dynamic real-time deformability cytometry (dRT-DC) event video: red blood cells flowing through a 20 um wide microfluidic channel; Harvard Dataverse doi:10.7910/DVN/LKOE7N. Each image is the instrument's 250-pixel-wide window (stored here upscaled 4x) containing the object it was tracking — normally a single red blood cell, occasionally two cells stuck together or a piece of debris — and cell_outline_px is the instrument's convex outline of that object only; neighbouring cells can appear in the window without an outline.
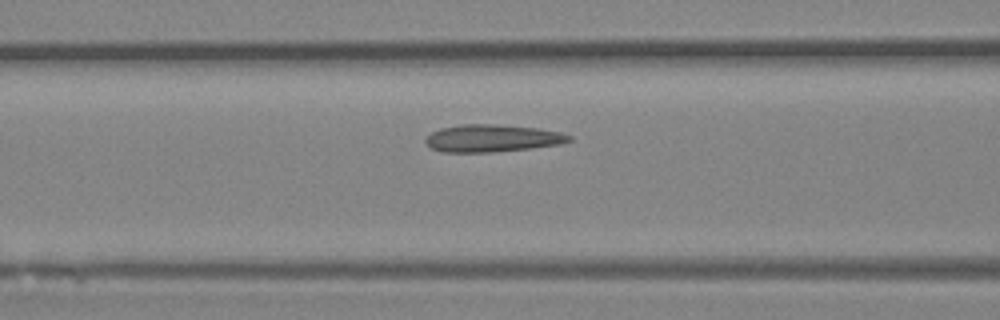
{"species": "Egyptian fruit bat (a non-hibernating species)", "species_latin": "Rousettus aegyptiacus", "temperature_condition": "room temperature", "stored_images_in_passage": 34, "camera_frame_rate_fps": 3000, "um_per_image_px": 0.085, "animal": {"sex": "female"}, "frame": {"image": 1, "passage_image": 14, "time_ms": 4.333, "image_size_px": [1000, 320], "cell_outline_px": [[572, 140], [560, 144], [532, 148], [492, 152], [440, 152], [432, 148], [424, 140], [432, 132], [440, 128], [460, 124], [496, 124], [540, 128], [560, 132], [572, 136]], "centroid_in_image_um": [41.85, 11.74], "position_along_channel_um": 124.7, "area_um2": 23.0}}
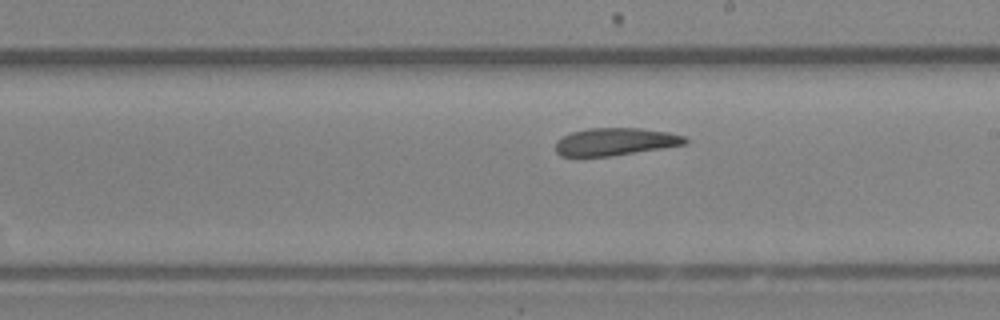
{"frame": {"image": 2, "passage_image": 22, "time_ms": 7.0, "image_size_px": [1000, 320], "cell_outline_px": [[688, 144], [612, 156], [560, 156], [556, 152], [556, 140], [572, 132], [588, 128], [640, 128], [668, 132], [684, 136], [688, 140]], "centroid_in_image_um": [52.31, 12.04], "position_along_channel_um": 236.7, "area_um2": 20.81}}
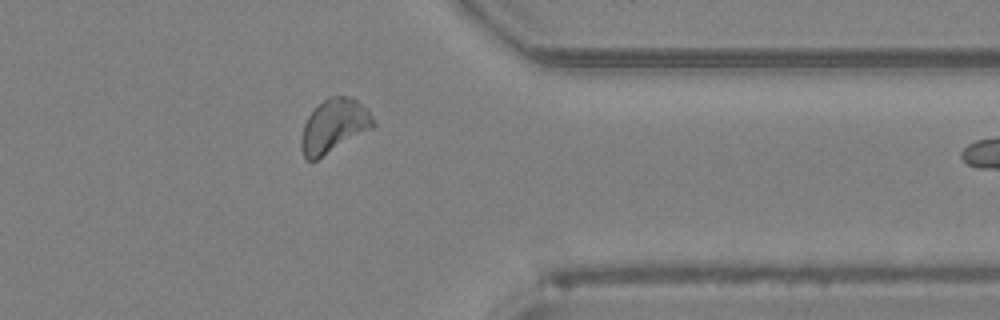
{"frame": {"image": 3, "passage_image": 33, "time_ms": 10.667, "image_size_px": [1000, 320], "cell_outline_px": [[376, 124], [372, 128], [316, 160], [308, 160], [304, 156], [300, 148], [300, 136], [304, 124], [308, 116], [328, 96], [352, 96], [368, 108]], "centroid_in_image_um": [28.39, 10.68], "position_along_channel_um": 383.0, "area_um2": 22.43}}